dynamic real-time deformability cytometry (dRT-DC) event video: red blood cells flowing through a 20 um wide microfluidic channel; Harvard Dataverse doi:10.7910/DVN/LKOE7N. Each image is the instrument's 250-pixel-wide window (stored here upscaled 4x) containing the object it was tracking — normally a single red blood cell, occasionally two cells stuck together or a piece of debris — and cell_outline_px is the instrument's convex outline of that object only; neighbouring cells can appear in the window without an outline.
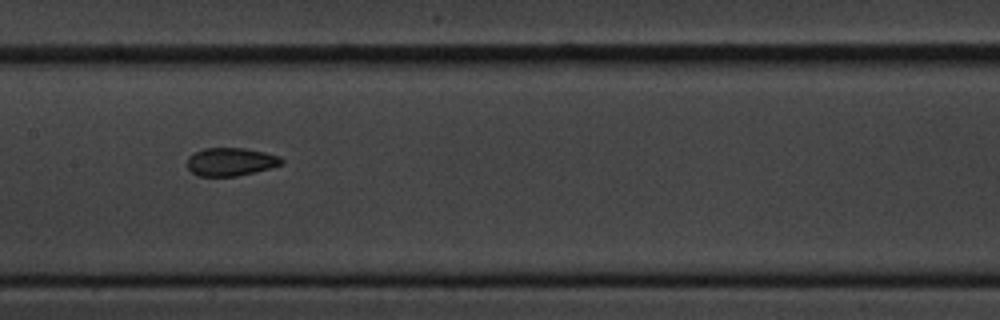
{"species": "common noctule bat (a hibernating species)", "species_latin": "Nyctalus noctula", "temperature_condition": "cold", "stored_images_in_passage": 6, "camera_frame_rate_fps": 3000, "um_per_image_px": 0.085, "animal": {"sex": "male", "body_mass_g": 20.1, "forearm_length_mm": 53.5}, "frame": {"image": 1, "passage_image": 5, "time_ms": 5.667, "image_size_px": [1000, 320], "cell_outline_px": [[284, 164], [236, 176], [196, 176], [188, 168], [188, 156], [204, 148], [244, 148], [264, 152], [280, 156], [284, 160]], "centroid_in_image_um": [19.61, 13.75], "position_along_channel_um": 187.8, "area_um2": 15.37}}
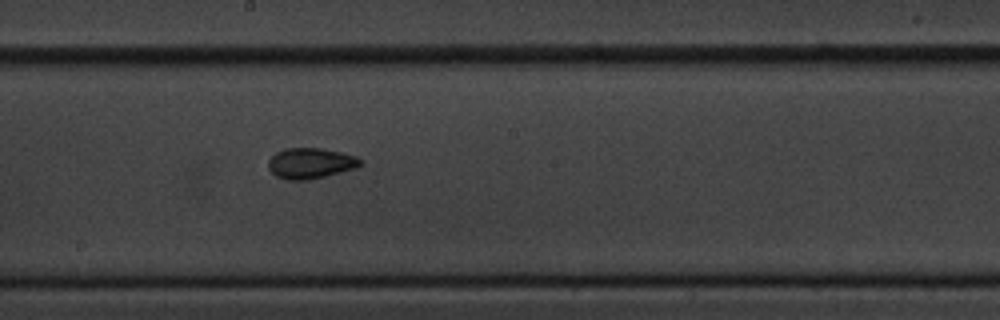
{"frame": {"image": 2, "passage_image": 6, "time_ms": 6.667, "image_size_px": [1000, 320], "cell_outline_px": [[360, 164], [356, 168], [308, 180], [288, 180], [276, 176], [268, 168], [268, 160], [276, 152], [284, 148], [320, 148], [340, 152], [356, 156], [360, 160]], "centroid_in_image_um": [26.35, 13.87], "position_along_channel_um": 221.8, "area_um2": 16.3}}